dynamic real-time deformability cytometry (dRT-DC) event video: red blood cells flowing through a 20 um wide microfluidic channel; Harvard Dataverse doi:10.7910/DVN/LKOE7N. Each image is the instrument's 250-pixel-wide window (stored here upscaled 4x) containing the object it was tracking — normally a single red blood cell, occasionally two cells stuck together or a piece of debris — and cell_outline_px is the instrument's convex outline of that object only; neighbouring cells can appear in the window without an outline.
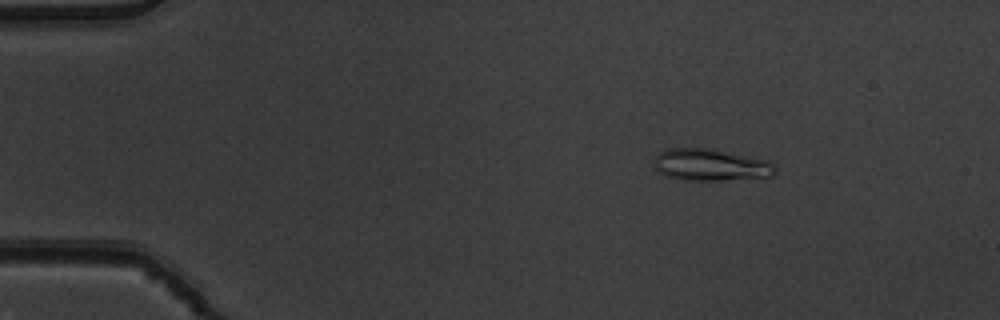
{"species": "common noctule bat (a hibernating species)", "species_latin": "Nyctalus noctula", "temperature_condition": "warm", "stored_images_in_passage": 3, "camera_frame_rate_fps": 3000, "um_per_image_px": 0.085, "animal": {"sex": "male", "body_mass_g": 19.5, "forearm_length_mm": 54.6}, "frame": {"image": 1, "passage_image": 1, "time_ms": 0.0, "image_size_px": [1000, 320], "cell_outline_px": [[776, 172], [772, 176], [764, 180], [680, 180], [664, 176], [656, 168], [656, 156], [660, 152], [672, 148], [712, 148], [752, 156], [768, 160], [776, 168]], "centroid_in_image_um": [60.53, 14.04], "position_along_channel_um": 24.5, "area_um2": 23.18}}